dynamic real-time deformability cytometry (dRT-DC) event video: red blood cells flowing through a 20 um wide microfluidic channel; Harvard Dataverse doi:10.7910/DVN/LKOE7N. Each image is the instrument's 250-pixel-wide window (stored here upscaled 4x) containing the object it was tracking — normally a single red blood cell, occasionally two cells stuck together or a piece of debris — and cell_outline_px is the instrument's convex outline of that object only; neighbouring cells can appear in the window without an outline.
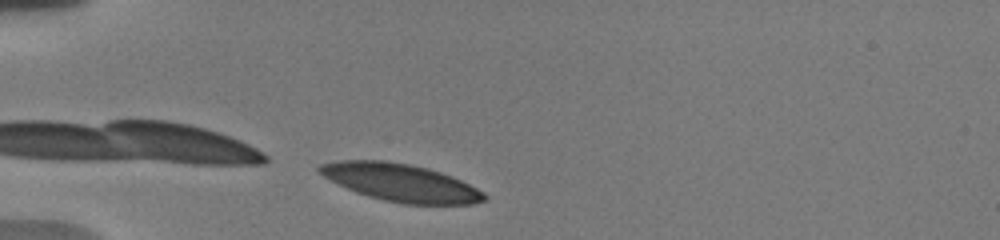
{"species": "human", "species_latin": "Homo sapiens", "temperature_condition": "warm", "stored_images_in_passage": 2, "camera_frame_rate_fps": 3000, "um_per_image_px": 0.085, "donor": {"sex": "male"}, "frame": {"image": 1, "passage_image": 2, "time_ms": 0.667, "image_size_px": [1000, 240], "cell_outline_px": [[488, 196], [484, 200], [472, 204], [404, 204], [384, 200], [368, 196], [356, 192], [316, 172], [316, 168], [320, 164], [340, 160], [388, 160], [428, 168], [440, 172], [460, 180], [484, 192]], "centroid_in_image_um": [34.04, 15.51], "position_along_channel_um": 51.0, "area_um2": 35.84}}